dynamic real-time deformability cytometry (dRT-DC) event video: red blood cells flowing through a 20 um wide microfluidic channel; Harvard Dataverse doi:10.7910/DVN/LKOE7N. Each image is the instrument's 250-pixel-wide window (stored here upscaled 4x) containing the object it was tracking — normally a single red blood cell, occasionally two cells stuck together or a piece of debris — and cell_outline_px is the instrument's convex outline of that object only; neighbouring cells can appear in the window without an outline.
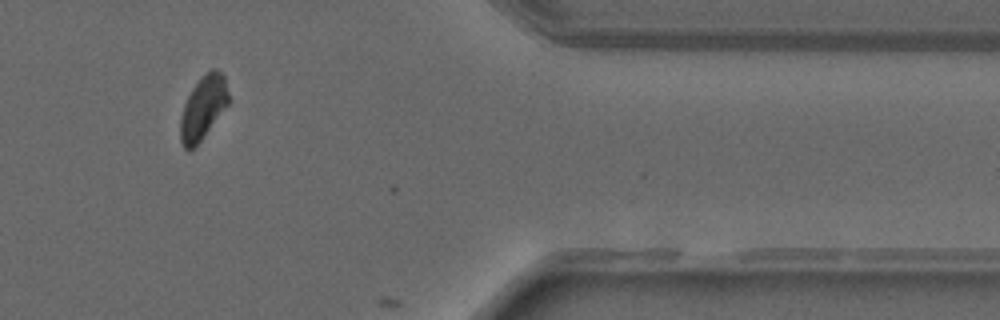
{"species": "common noctule bat (a hibernating species)", "species_latin": "Nyctalus noctula", "temperature_condition": "warm", "stored_images_in_passage": 11, "camera_frame_rate_fps": 3000, "um_per_image_px": 0.085, "animal": {"sex": "male", "forearm_length_mm": 52.5}, "frame": {"image": 1, "passage_image": 9, "time_ms": 9.0, "image_size_px": [1000, 320], "cell_outline_px": [[228, 104], [200, 140], [192, 148], [184, 148], [180, 140], [180, 116], [184, 104], [192, 88], [200, 76], [212, 68], [216, 68], [224, 76], [228, 92]], "centroid_in_image_um": [17.25, 9.1], "position_along_channel_um": 394.2, "area_um2": 17.46}}
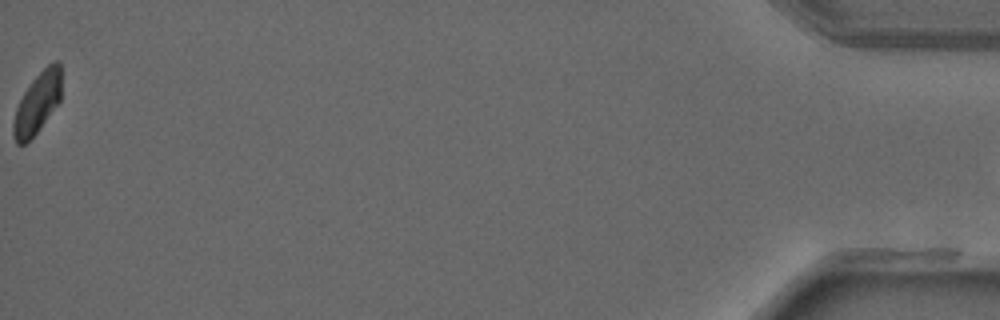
{"frame": {"image": 2, "passage_image": 10, "time_ms": 11.333, "image_size_px": [1000, 320], "cell_outline_px": [[60, 100], [36, 132], [24, 144], [16, 144], [12, 136], [12, 124], [16, 108], [24, 92], [32, 80], [52, 60], [60, 60]], "centroid_in_image_um": [3.15, 8.74], "position_along_channel_um": 432.1, "area_um2": 16.76}}